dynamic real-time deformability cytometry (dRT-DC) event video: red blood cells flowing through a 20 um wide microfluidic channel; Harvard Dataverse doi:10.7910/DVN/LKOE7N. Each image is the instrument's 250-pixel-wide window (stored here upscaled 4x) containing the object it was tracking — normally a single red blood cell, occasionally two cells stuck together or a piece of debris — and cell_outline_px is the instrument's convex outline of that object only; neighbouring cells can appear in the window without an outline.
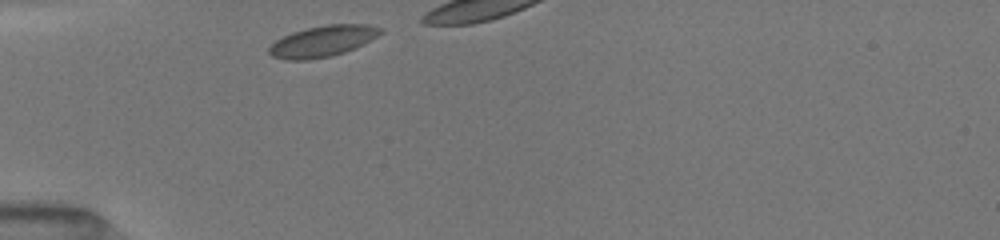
{"species": "common noctule bat (a hibernating species)", "species_latin": "Nyctalus noctula", "temperature_condition": "room temperature", "stored_images_in_passage": 3, "camera_frame_rate_fps": 3000, "um_per_image_px": 0.085, "animal": {"sex": "female", "body_mass_g": 19.5, "forearm_length_mm": 54.1}, "frame": {"image": 1, "passage_image": 1, "time_ms": 0.0, "image_size_px": [1000, 240], "cell_outline_px": [[384, 32], [344, 52], [332, 56], [308, 60], [284, 60], [272, 56], [268, 52], [268, 48], [276, 40], [292, 32], [308, 28], [328, 24], [368, 24], [384, 28]], "centroid_in_image_um": [27.4, 3.5], "position_along_channel_um": 57.6, "area_um2": 20.0}}